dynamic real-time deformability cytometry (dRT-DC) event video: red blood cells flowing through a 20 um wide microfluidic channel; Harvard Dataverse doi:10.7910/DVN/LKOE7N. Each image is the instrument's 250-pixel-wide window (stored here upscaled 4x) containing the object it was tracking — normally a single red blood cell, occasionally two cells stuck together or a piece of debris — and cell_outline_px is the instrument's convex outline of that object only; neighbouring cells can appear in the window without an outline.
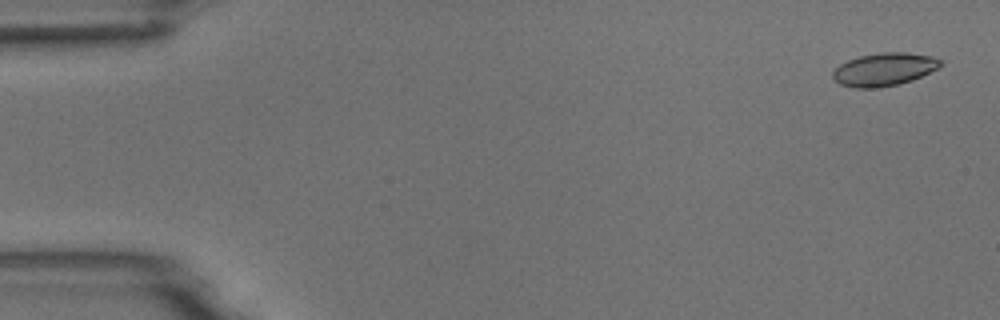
{"species": "common noctule bat (a hibernating species)", "species_latin": "Nyctalus noctula", "temperature_condition": "room temperature", "stored_images_in_passage": 5, "camera_frame_rate_fps": 3000, "um_per_image_px": 0.085, "animal": {"sex": "male", "body_mass_g": 18.8}, "frame": {"image": 1, "passage_image": 1, "time_ms": 0.0, "image_size_px": [1000, 320], "cell_outline_px": [[944, 64], [940, 68], [912, 80], [900, 84], [880, 88], [856, 88], [840, 84], [832, 76], [832, 72], [840, 64], [848, 60], [860, 56], [880, 52], [904, 52], [932, 56], [940, 60]], "centroid_in_image_um": [75.18, 5.9], "position_along_channel_um": 9.8, "area_um2": 20.81}}
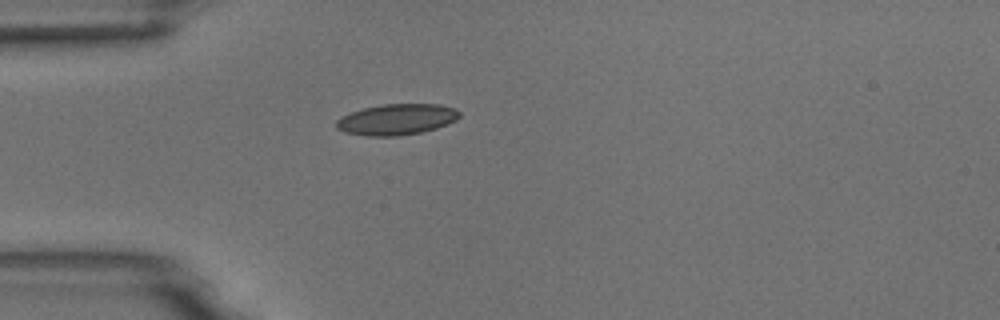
{"frame": {"image": 2, "passage_image": 4, "time_ms": 4.333, "image_size_px": [1000, 320], "cell_outline_px": [[460, 116], [456, 120], [448, 124], [436, 128], [420, 132], [400, 136], [364, 136], [344, 132], [336, 128], [336, 120], [352, 112], [364, 108], [384, 104], [440, 104], [456, 108], [460, 112]], "centroid_in_image_um": [33.74, 10.15], "position_along_channel_um": 51.3, "area_um2": 22.25}}